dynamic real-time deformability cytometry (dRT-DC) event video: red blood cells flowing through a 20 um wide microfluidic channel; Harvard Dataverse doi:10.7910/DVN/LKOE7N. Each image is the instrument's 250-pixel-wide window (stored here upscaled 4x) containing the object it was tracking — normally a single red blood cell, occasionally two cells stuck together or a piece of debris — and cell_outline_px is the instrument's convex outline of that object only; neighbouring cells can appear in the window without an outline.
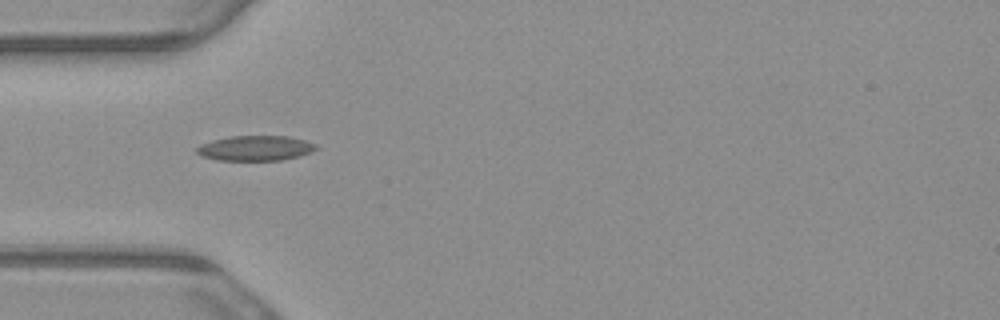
{"species": "common noctule bat (a hibernating species)", "species_latin": "Nyctalus noctula", "temperature_condition": "warm", "stored_images_in_passage": 8, "camera_frame_rate_fps": 3000, "um_per_image_px": 0.085, "animal": {"sex": "male", "body_mass_g": 23.1, "forearm_length_mm": 52.7}, "frame": {"image": 1, "passage_image": 4, "time_ms": 1.0, "image_size_px": [1000, 320], "cell_outline_px": [[320, 148], [300, 156], [280, 160], [216, 160], [200, 156], [196, 152], [196, 148], [200, 144], [212, 140], [228, 136], [288, 136], [304, 140], [316, 144]], "centroid_in_image_um": [21.69, 12.59], "position_along_channel_um": 63.3, "area_um2": 17.57}}
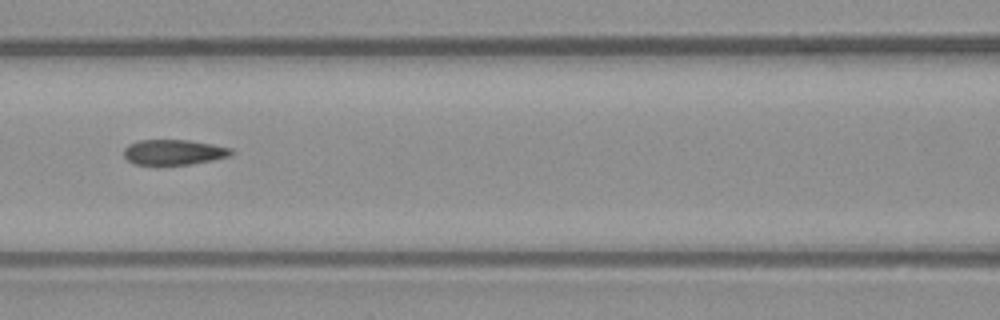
{"frame": {"image": 2, "passage_image": 6, "time_ms": 1.667, "image_size_px": [1000, 320], "cell_outline_px": [[236, 152], [228, 156], [212, 160], [192, 164], [136, 164], [128, 160], [124, 156], [124, 148], [128, 144], [140, 140], [188, 140], [212, 144], [232, 148]], "centroid_in_image_um": [14.79, 12.92], "position_along_channel_um": 151.8, "area_um2": 15.72}}
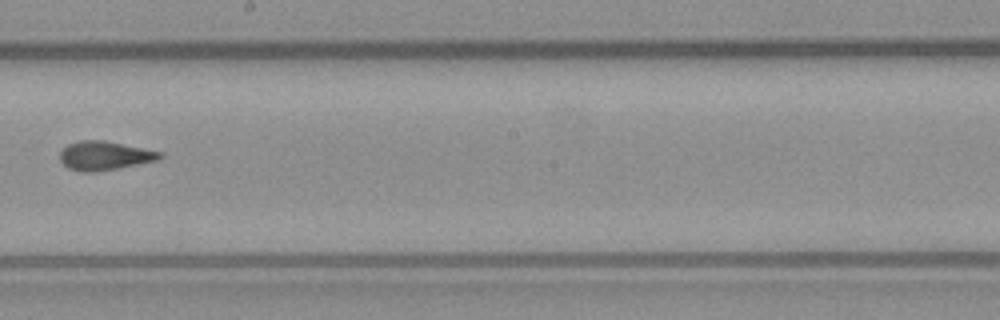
{"frame": {"image": 3, "passage_image": 8, "time_ms": 2.333, "image_size_px": [1000, 320], "cell_outline_px": [[164, 156], [160, 160], [120, 168], [96, 172], [80, 172], [68, 168], [60, 160], [60, 152], [68, 144], [80, 140], [104, 140], [164, 152]], "centroid_in_image_um": [8.94, 13.24], "position_along_channel_um": 239.3, "area_um2": 17.11}}